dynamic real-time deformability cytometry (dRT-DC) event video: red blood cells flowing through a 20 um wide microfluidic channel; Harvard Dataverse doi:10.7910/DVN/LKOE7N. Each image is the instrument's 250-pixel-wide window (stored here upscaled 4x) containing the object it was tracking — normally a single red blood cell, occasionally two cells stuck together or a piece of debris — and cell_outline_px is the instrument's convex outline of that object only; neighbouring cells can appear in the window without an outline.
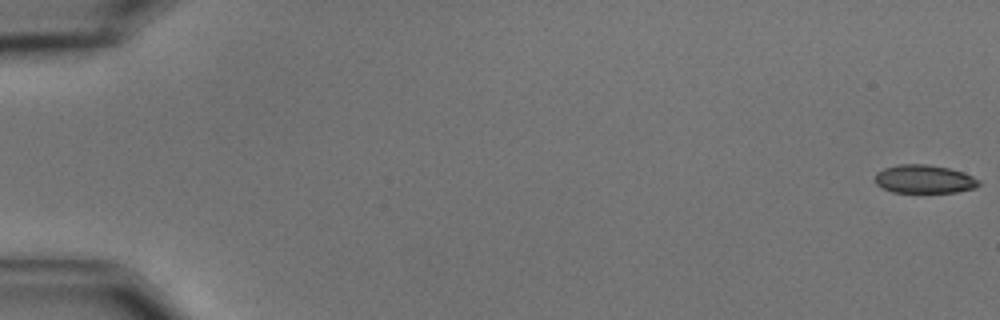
{"species": "common noctule bat (a hibernating species)", "species_latin": "Nyctalus noctula", "temperature_condition": "cold", "stored_images_in_passage": 25, "camera_frame_rate_fps": 3000, "um_per_image_px": 0.085, "animal": {"sex": "male", "body_mass_g": 15.6}, "frame": {"image": 1, "passage_image": 1, "time_ms": 0.0, "image_size_px": [1000, 320], "cell_outline_px": [[980, 184], [976, 188], [956, 192], [892, 192], [876, 184], [876, 172], [884, 168], [900, 164], [928, 164], [948, 168], [964, 172], [980, 180]], "centroid_in_image_um": [78.59, 15.22], "position_along_channel_um": 6.4, "area_um2": 17.17}}